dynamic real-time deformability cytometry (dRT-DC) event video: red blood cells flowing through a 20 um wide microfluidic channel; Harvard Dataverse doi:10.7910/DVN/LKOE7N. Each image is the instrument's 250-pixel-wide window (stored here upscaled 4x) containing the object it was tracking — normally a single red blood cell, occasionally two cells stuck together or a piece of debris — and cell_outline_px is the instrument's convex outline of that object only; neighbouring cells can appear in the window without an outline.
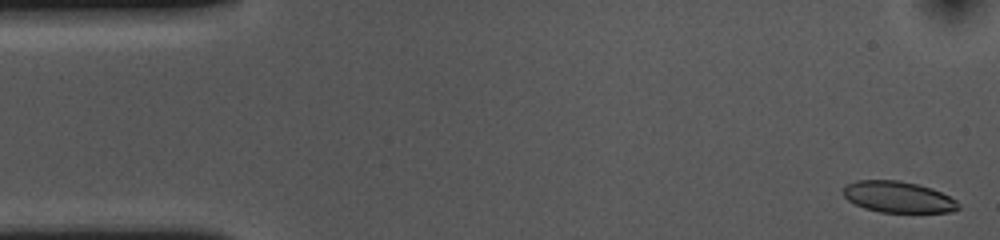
{"species": "common noctule bat (a hibernating species)", "species_latin": "Nyctalus noctula", "temperature_condition": "cold", "stored_images_in_passage": 54, "camera_frame_rate_fps": 3000, "um_per_image_px": 0.085, "animal": {"sex": "female", "body_mass_g": 10.0, "forearm_length_mm": 53.1}, "frame": {"image": 1, "passage_image": 2, "time_ms": 0.333, "image_size_px": [1000, 240], "cell_outline_px": [[960, 208], [952, 212], [880, 212], [864, 208], [848, 200], [840, 192], [848, 184], [856, 180], [900, 180], [932, 188], [956, 200], [960, 204]], "centroid_in_image_um": [76.33, 16.74], "position_along_channel_um": 8.7, "area_um2": 20.98}}
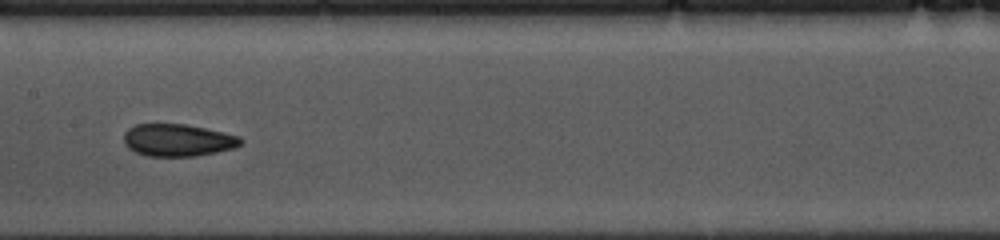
{"frame": {"image": 2, "passage_image": 26, "time_ms": 8.333, "image_size_px": [1000, 240], "cell_outline_px": [[244, 140], [236, 148], [196, 156], [148, 156], [136, 152], [128, 148], [124, 144], [124, 132], [128, 128], [136, 124], [184, 124], [224, 132], [240, 136]], "centroid_in_image_um": [15.12, 11.91], "position_along_channel_um": 192.3, "area_um2": 22.08}}
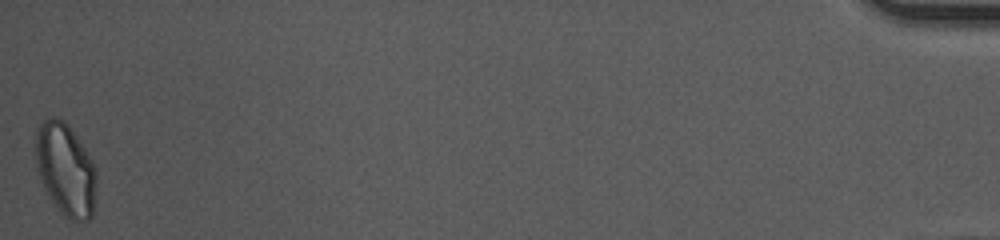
{"frame": {"image": 3, "passage_image": 54, "time_ms": 17.667, "image_size_px": [1000, 240], "cell_outline_px": [[96, 180], [92, 216], [88, 220], [72, 220], [64, 216], [48, 196], [44, 188], [40, 176], [36, 160], [36, 132], [40, 124], [44, 120], [52, 116], [64, 120], [68, 124], [84, 148], [96, 168]], "centroid_in_image_um": [5.57, 14.39], "position_along_channel_um": 429.6, "area_um2": 32.31}, "authors_computed_cell_mechanics": {"area_um2": 22.3686, "velocity_mm_per_s": 3.6422, "shape_relaxation_time_tau1_ms": null, "shape_relaxation_time_tau2_ms": 2.7304, "deformation_change_tau1": null, "deformation_change_tau2": 0.083}}